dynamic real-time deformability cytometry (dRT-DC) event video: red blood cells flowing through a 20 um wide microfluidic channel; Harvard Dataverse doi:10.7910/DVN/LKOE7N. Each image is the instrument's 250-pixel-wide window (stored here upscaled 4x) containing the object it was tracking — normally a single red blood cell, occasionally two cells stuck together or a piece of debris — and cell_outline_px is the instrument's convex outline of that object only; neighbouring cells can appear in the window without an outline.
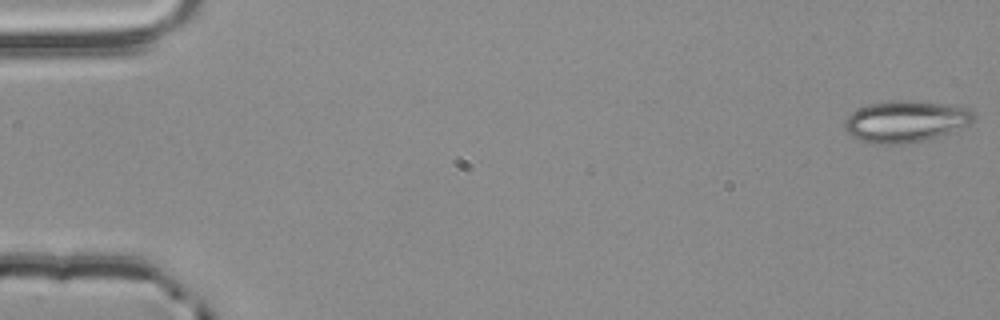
{"species": "common noctule bat (a hibernating species)", "species_latin": "Nyctalus noctula", "temperature_condition": "room temperature", "stored_images_in_passage": 3, "camera_frame_rate_fps": 3000, "um_per_image_px": 0.085, "animal": {"sex": "male", "body_mass_g": 20.4}, "frame": {"image": 1, "passage_image": 1, "time_ms": 0.0, "image_size_px": [1000, 320], "cell_outline_px": [[976, 116], [968, 124], [948, 132], [924, 140], [904, 144], [872, 144], [860, 140], [852, 136], [844, 128], [844, 124], [848, 116], [852, 112], [868, 104], [896, 100], [916, 100], [972, 108]], "centroid_in_image_um": [76.97, 10.31], "position_along_channel_um": 8.0, "area_um2": 31.1}}